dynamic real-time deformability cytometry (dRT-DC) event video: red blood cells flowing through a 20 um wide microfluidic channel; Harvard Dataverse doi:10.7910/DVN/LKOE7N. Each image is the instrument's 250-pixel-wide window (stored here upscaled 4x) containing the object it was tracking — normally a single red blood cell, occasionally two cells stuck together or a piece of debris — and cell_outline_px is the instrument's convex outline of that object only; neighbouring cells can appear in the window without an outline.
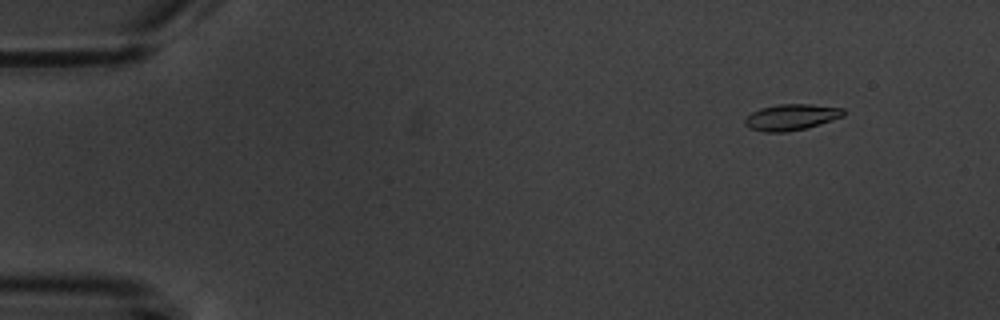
{"species": "common noctule bat (a hibernating species)", "species_latin": "Nyctalus noctula", "temperature_condition": "warm", "stored_images_in_passage": 15, "camera_frame_rate_fps": 3000, "um_per_image_px": 0.085, "animal": {"sex": "male", "body_mass_g": 20.1, "forearm_length_mm": 53.5}, "frame": {"image": 1, "passage_image": 2, "time_ms": 1.333, "image_size_px": [1000, 320], "cell_outline_px": [[844, 116], [808, 128], [788, 132], [764, 132], [748, 128], [744, 124], [744, 120], [752, 112], [760, 108], [776, 104], [812, 104], [844, 108]], "centroid_in_image_um": [67.25, 9.96], "position_along_channel_um": 17.8, "area_um2": 15.2}}
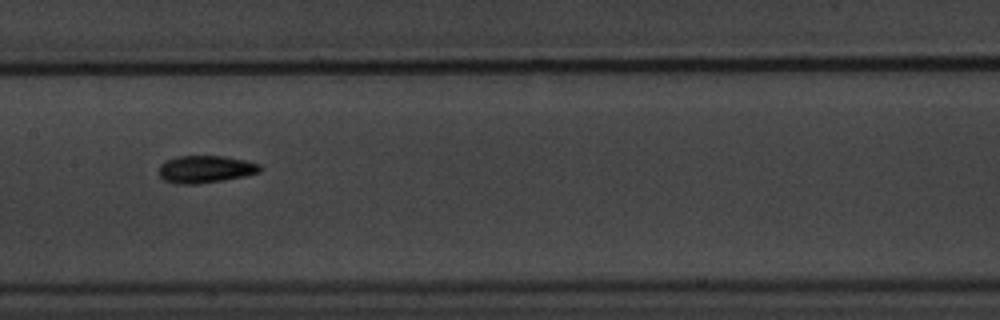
{"frame": {"image": 2, "passage_image": 8, "time_ms": 9.0, "image_size_px": [1000, 320], "cell_outline_px": [[264, 168], [260, 172], [244, 176], [224, 180], [196, 184], [172, 184], [164, 180], [160, 176], [160, 164], [164, 160], [176, 156], [224, 156], [244, 160], [260, 164]], "centroid_in_image_um": [17.46, 14.38], "position_along_channel_um": 189.9, "area_um2": 16.3}}
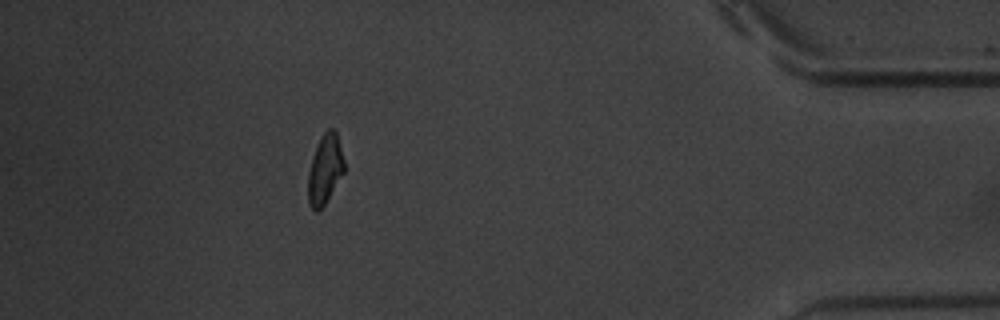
{"frame": {"image": 3, "passage_image": 14, "time_ms": 16.333, "image_size_px": [1000, 320], "cell_outline_px": [[344, 172], [324, 204], [316, 212], [308, 204], [308, 172], [312, 156], [320, 136], [328, 128], [332, 128], [336, 132], [344, 160]], "centroid_in_image_um": [27.6, 14.37], "position_along_channel_um": 407.6, "area_um2": 14.51}, "authors_computed_cell_mechanics": {"area_um2": 15.0858, "velocity_mm_per_s": 3.6133, "shape_relaxation_time_tau1_ms": 1.811, "shape_relaxation_time_tau2_ms": 1.5898, "deformation_change_tau1": 0.0882, "deformation_change_tau2": 0.0635}}